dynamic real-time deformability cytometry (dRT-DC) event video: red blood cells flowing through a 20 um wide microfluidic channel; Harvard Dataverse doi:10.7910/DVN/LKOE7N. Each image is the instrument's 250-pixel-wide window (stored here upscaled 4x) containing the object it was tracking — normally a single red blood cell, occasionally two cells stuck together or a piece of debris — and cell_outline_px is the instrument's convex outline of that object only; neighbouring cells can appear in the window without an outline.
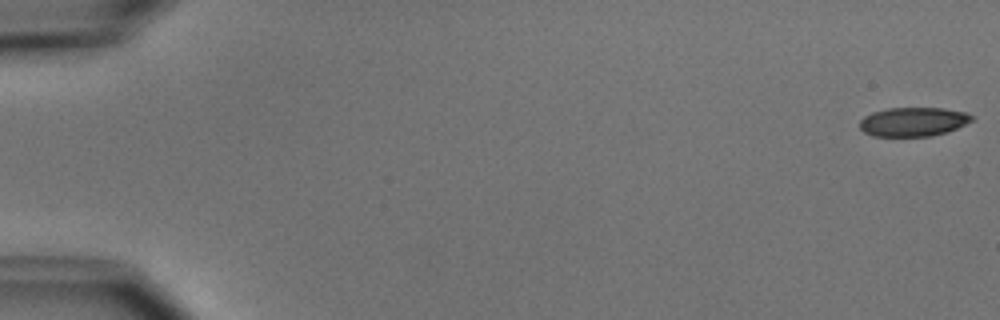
{"species": "common noctule bat (a hibernating species)", "species_latin": "Nyctalus noctula", "temperature_condition": "cold", "stored_images_in_passage": 21, "camera_frame_rate_fps": 3000, "um_per_image_px": 0.085, "animal": {"sex": "male", "body_mass_g": 15.6}, "frame": {"image": 1, "passage_image": 1, "time_ms": 0.0, "image_size_px": [1000, 320], "cell_outline_px": [[972, 120], [948, 132], [932, 136], [872, 136], [864, 132], [860, 128], [860, 120], [864, 116], [872, 112], [888, 108], [944, 108], [964, 112], [972, 116]], "centroid_in_image_um": [77.59, 10.35], "position_along_channel_um": 7.4, "area_um2": 18.9}}
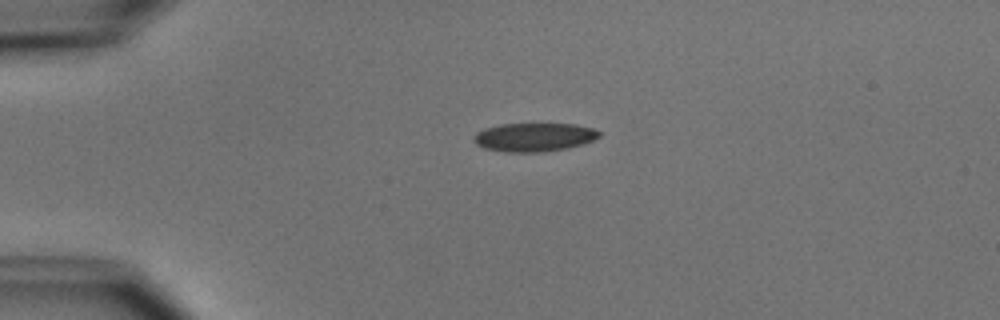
{"frame": {"image": 2, "passage_image": 13, "time_ms": 4.0, "image_size_px": [1000, 320], "cell_outline_px": [[600, 136], [584, 144], [568, 148], [544, 152], [504, 152], [484, 148], [476, 144], [472, 140], [472, 136], [476, 132], [484, 128], [500, 124], [576, 124], [592, 128], [600, 132]], "centroid_in_image_um": [45.36, 11.66], "position_along_channel_um": 39.6, "area_um2": 21.1}}